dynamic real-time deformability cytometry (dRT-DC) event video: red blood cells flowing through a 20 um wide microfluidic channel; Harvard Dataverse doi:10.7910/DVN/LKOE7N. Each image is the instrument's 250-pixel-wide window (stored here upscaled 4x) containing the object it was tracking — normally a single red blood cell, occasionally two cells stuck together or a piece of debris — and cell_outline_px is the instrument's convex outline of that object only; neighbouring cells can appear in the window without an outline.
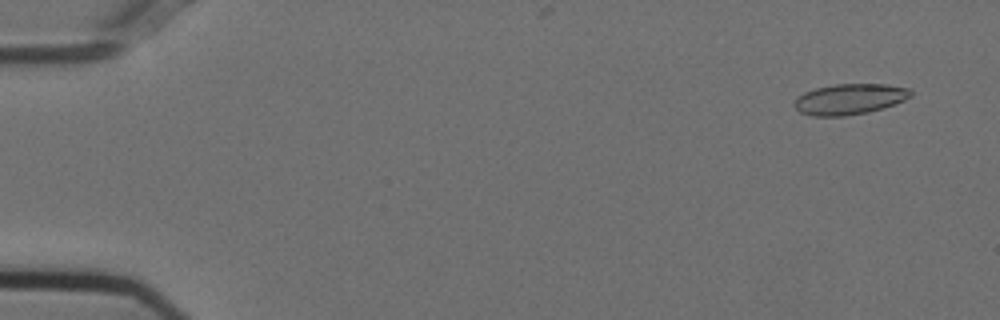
{"species": "Egyptian fruit bat (a non-hibernating species)", "species_latin": "Rousettus aegyptiacus", "temperature_condition": "cold", "stored_images_in_passage": 16, "camera_frame_rate_fps": 3000, "um_per_image_px": 0.085, "animal": {"sex": "female"}, "frame": {"image": 1, "passage_image": 4, "time_ms": 1.0, "image_size_px": [1000, 320], "cell_outline_px": [[912, 96], [904, 100], [868, 112], [844, 116], [812, 116], [800, 112], [792, 104], [804, 92], [816, 88], [836, 84], [888, 84], [912, 88]], "centroid_in_image_um": [72.23, 8.41], "position_along_channel_um": 12.8, "area_um2": 20.75}}